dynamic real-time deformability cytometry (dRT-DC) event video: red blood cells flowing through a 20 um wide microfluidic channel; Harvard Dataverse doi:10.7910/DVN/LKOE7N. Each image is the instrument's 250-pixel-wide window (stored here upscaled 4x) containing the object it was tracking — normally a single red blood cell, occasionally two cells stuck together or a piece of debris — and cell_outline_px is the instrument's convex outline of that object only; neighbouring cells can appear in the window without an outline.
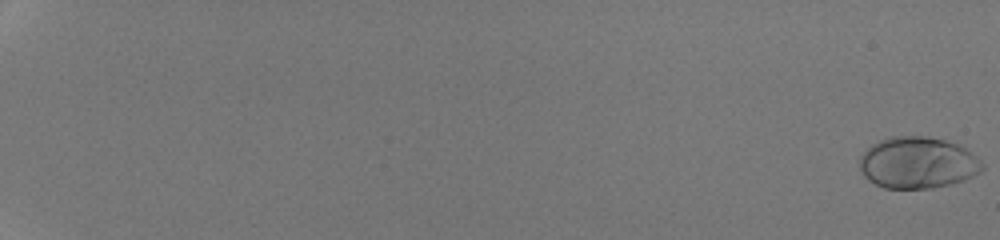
{"species": "human", "species_latin": "Homo sapiens", "temperature_condition": "room temperature", "stored_images_in_passage": 14, "camera_frame_rate_fps": 3000, "um_per_image_px": 0.085, "donor": {"sex": "male"}, "frame": {"image": 1, "passage_image": 1, "time_ms": 0.0, "image_size_px": [1000, 240], "cell_outline_px": [[984, 168], [980, 172], [964, 180], [932, 188], [884, 188], [868, 180], [864, 176], [860, 168], [860, 156], [872, 144], [888, 136], [928, 136], [944, 140], [956, 144], [964, 148], [976, 156], [984, 164]], "centroid_in_image_um": [77.99, 13.83], "position_along_channel_um": 7.0, "area_um2": 36.76}}